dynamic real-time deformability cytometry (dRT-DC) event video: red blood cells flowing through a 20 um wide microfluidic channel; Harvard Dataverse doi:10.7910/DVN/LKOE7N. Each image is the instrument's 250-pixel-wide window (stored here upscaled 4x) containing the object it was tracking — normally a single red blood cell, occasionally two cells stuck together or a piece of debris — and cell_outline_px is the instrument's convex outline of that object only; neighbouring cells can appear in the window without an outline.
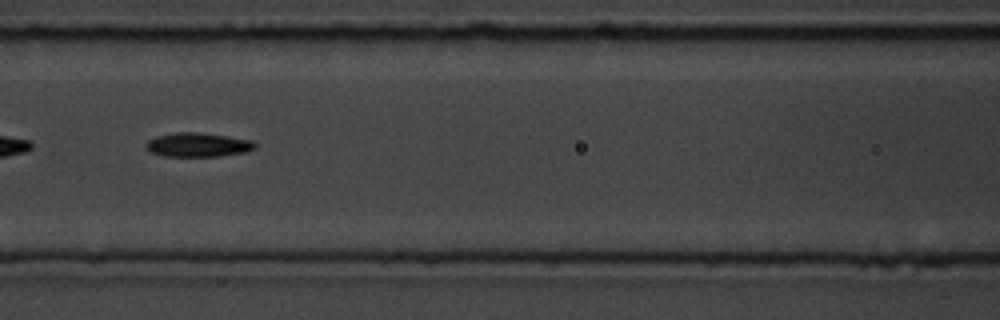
{"species": "common noctule bat (a hibernating species)", "species_latin": "Nyctalus noctula", "temperature_condition": "room temperature", "stored_images_in_passage": 44, "segment_of_instrument_passage": [2, 2], "camera_frame_rate_fps": 3000, "um_per_image_px": 0.085, "animal": {"sex": "male", "body_mass_g": 19.5, "forearm_length_mm": 54.6}, "frame": {"image": 1, "passage_image": 13, "time_ms": 4.0, "image_size_px": [1000, 320], "cell_outline_px": [[256, 148], [248, 152], [220, 156], [164, 156], [152, 152], [144, 144], [148, 140], [156, 136], [176, 132], [200, 132], [252, 140], [256, 144]], "centroid_in_image_um": [16.85, 12.3], "position_along_channel_um": 149.7, "area_um2": 15.32}}
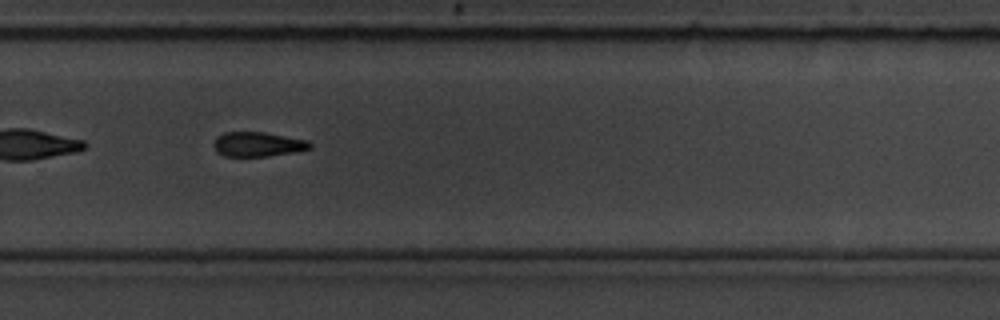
{"frame": {"image": 2, "passage_image": 26, "time_ms": 8.333, "image_size_px": [1000, 320], "cell_outline_px": [[312, 148], [292, 152], [268, 156], [224, 156], [216, 152], [212, 144], [216, 136], [224, 132], [264, 132], [308, 140], [312, 144]], "centroid_in_image_um": [21.87, 12.26], "position_along_channel_um": 307.9, "area_um2": 13.87}}
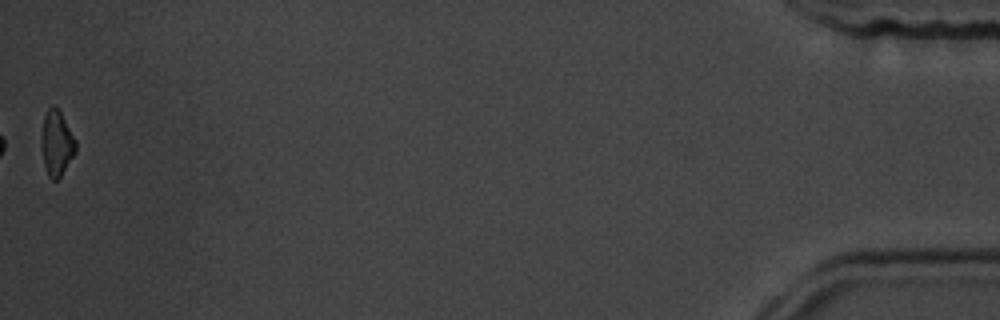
{"frame": {"image": 3, "passage_image": 44, "time_ms": 14.333, "image_size_px": [1000, 320], "cell_outline_px": [[76, 152], [60, 176], [56, 180], [52, 180], [48, 176], [44, 164], [40, 144], [40, 136], [44, 116], [48, 108], [52, 104], [56, 104], [76, 140]], "centroid_in_image_um": [4.79, 12.13], "position_along_channel_um": 430.4, "area_um2": 13.24}}